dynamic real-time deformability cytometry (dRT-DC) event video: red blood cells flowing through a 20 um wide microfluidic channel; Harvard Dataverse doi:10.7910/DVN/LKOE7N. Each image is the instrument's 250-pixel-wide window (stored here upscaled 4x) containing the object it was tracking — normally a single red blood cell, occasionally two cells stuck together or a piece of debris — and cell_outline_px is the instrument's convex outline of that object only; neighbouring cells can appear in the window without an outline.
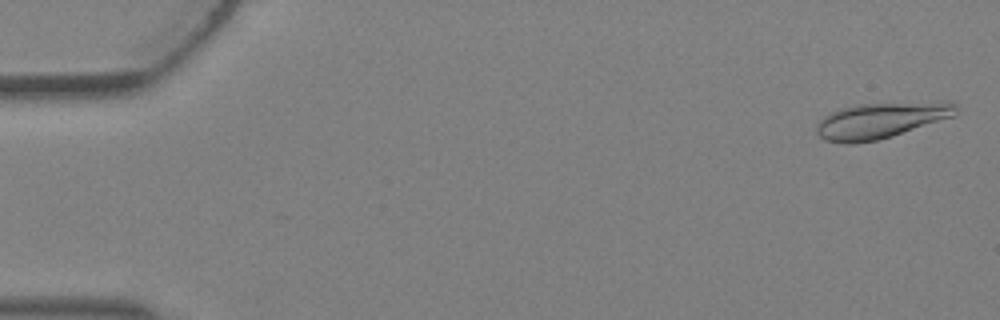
{"species": "Egyptian fruit bat (a non-hibernating species)", "species_latin": "Rousettus aegyptiacus", "temperature_condition": "warm", "stored_images_in_passage": 5, "camera_frame_rate_fps": 3000, "um_per_image_px": 0.085, "animal": {"sex": "female"}, "frame": {"image": 1, "passage_image": 1, "time_ms": 0.0, "image_size_px": [1000, 320], "cell_outline_px": [[960, 104], [956, 116], [892, 136], [876, 140], [856, 144], [844, 144], [824, 140], [816, 132], [816, 124], [824, 116], [840, 108], [860, 104], [948, 100], [956, 100]], "centroid_in_image_um": [74.98, 10.2], "position_along_channel_um": 10.0, "area_um2": 30.0}}
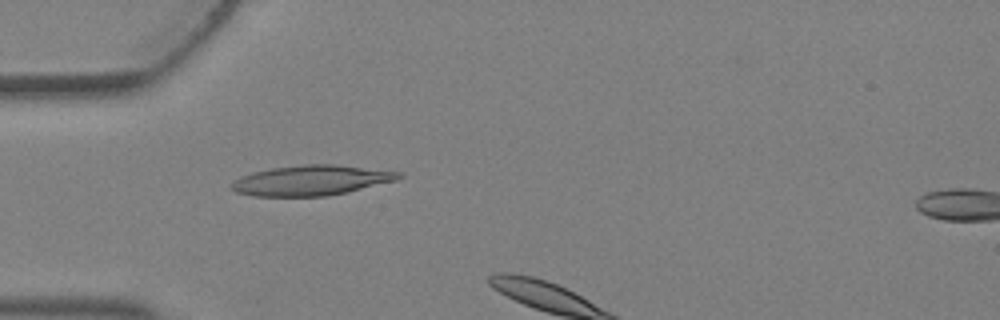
{"frame": {"image": 2, "passage_image": 4, "time_ms": 1.0, "image_size_px": [1000, 320], "cell_outline_px": [[404, 176], [396, 180], [348, 192], [328, 196], [252, 196], [236, 192], [232, 188], [232, 184], [236, 180], [252, 172], [272, 168], [304, 164], [332, 164], [400, 172]], "centroid_in_image_um": [26.47, 15.33], "position_along_channel_um": 58.5, "area_um2": 29.07}}